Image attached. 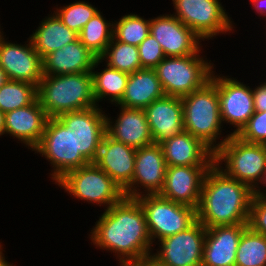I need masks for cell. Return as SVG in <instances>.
Masks as SVG:
<instances>
[{
	"label": "cell",
	"instance_id": "cell-1",
	"mask_svg": "<svg viewBox=\"0 0 266 266\" xmlns=\"http://www.w3.org/2000/svg\"><path fill=\"white\" fill-rule=\"evenodd\" d=\"M90 233L96 247L117 254L120 266L151 258L153 243L144 211L135 198L124 197L105 209Z\"/></svg>",
	"mask_w": 266,
	"mask_h": 266
},
{
	"label": "cell",
	"instance_id": "cell-2",
	"mask_svg": "<svg viewBox=\"0 0 266 266\" xmlns=\"http://www.w3.org/2000/svg\"><path fill=\"white\" fill-rule=\"evenodd\" d=\"M254 195L249 186L228 176L214 163L203 180L197 220L206 228L248 224Z\"/></svg>",
	"mask_w": 266,
	"mask_h": 266
},
{
	"label": "cell",
	"instance_id": "cell-3",
	"mask_svg": "<svg viewBox=\"0 0 266 266\" xmlns=\"http://www.w3.org/2000/svg\"><path fill=\"white\" fill-rule=\"evenodd\" d=\"M37 98L49 118L97 106L91 72L43 75Z\"/></svg>",
	"mask_w": 266,
	"mask_h": 266
},
{
	"label": "cell",
	"instance_id": "cell-4",
	"mask_svg": "<svg viewBox=\"0 0 266 266\" xmlns=\"http://www.w3.org/2000/svg\"><path fill=\"white\" fill-rule=\"evenodd\" d=\"M214 73L203 87L182 97L181 101L184 130L200 139L215 153L219 149L216 140L221 135L223 123L217 94V76Z\"/></svg>",
	"mask_w": 266,
	"mask_h": 266
},
{
	"label": "cell",
	"instance_id": "cell-5",
	"mask_svg": "<svg viewBox=\"0 0 266 266\" xmlns=\"http://www.w3.org/2000/svg\"><path fill=\"white\" fill-rule=\"evenodd\" d=\"M217 143L214 162L221 170L254 192L259 189L266 173V145L249 143L231 134Z\"/></svg>",
	"mask_w": 266,
	"mask_h": 266
},
{
	"label": "cell",
	"instance_id": "cell-6",
	"mask_svg": "<svg viewBox=\"0 0 266 266\" xmlns=\"http://www.w3.org/2000/svg\"><path fill=\"white\" fill-rule=\"evenodd\" d=\"M213 64L199 53L186 56H166L155 68L165 95L182 98L211 80Z\"/></svg>",
	"mask_w": 266,
	"mask_h": 266
},
{
	"label": "cell",
	"instance_id": "cell-7",
	"mask_svg": "<svg viewBox=\"0 0 266 266\" xmlns=\"http://www.w3.org/2000/svg\"><path fill=\"white\" fill-rule=\"evenodd\" d=\"M56 184L78 200L105 205L107 209L125 197L121 187L95 163L66 173Z\"/></svg>",
	"mask_w": 266,
	"mask_h": 266
},
{
	"label": "cell",
	"instance_id": "cell-8",
	"mask_svg": "<svg viewBox=\"0 0 266 266\" xmlns=\"http://www.w3.org/2000/svg\"><path fill=\"white\" fill-rule=\"evenodd\" d=\"M141 205L152 243L189 228L196 220V209L163 198L159 194H144L135 198ZM154 240V241H153Z\"/></svg>",
	"mask_w": 266,
	"mask_h": 266
},
{
	"label": "cell",
	"instance_id": "cell-9",
	"mask_svg": "<svg viewBox=\"0 0 266 266\" xmlns=\"http://www.w3.org/2000/svg\"><path fill=\"white\" fill-rule=\"evenodd\" d=\"M47 158L53 166L52 180L55 183L66 173L89 164L74 148L73 134L56 118L47 120L41 141L32 150Z\"/></svg>",
	"mask_w": 266,
	"mask_h": 266
},
{
	"label": "cell",
	"instance_id": "cell-10",
	"mask_svg": "<svg viewBox=\"0 0 266 266\" xmlns=\"http://www.w3.org/2000/svg\"><path fill=\"white\" fill-rule=\"evenodd\" d=\"M177 17L201 39L232 31L233 22L220 0H172ZM233 26V27H232Z\"/></svg>",
	"mask_w": 266,
	"mask_h": 266
},
{
	"label": "cell",
	"instance_id": "cell-11",
	"mask_svg": "<svg viewBox=\"0 0 266 266\" xmlns=\"http://www.w3.org/2000/svg\"><path fill=\"white\" fill-rule=\"evenodd\" d=\"M98 106L64 113L56 119L73 134L74 148L89 162L97 158L106 134V115Z\"/></svg>",
	"mask_w": 266,
	"mask_h": 266
},
{
	"label": "cell",
	"instance_id": "cell-12",
	"mask_svg": "<svg viewBox=\"0 0 266 266\" xmlns=\"http://www.w3.org/2000/svg\"><path fill=\"white\" fill-rule=\"evenodd\" d=\"M206 227L196 220L189 228L159 242L150 260L156 266H190L202 263Z\"/></svg>",
	"mask_w": 266,
	"mask_h": 266
},
{
	"label": "cell",
	"instance_id": "cell-13",
	"mask_svg": "<svg viewBox=\"0 0 266 266\" xmlns=\"http://www.w3.org/2000/svg\"><path fill=\"white\" fill-rule=\"evenodd\" d=\"M166 168L163 150L159 143L138 148L136 150L135 170L132 181L123 190L125 197L137 198L144 195V193L145 195L159 194L164 186ZM141 186L145 192H141L137 188H141Z\"/></svg>",
	"mask_w": 266,
	"mask_h": 266
},
{
	"label": "cell",
	"instance_id": "cell-14",
	"mask_svg": "<svg viewBox=\"0 0 266 266\" xmlns=\"http://www.w3.org/2000/svg\"><path fill=\"white\" fill-rule=\"evenodd\" d=\"M217 94L223 123H230L237 134L255 113L252 88L229 76L217 75ZM225 121V122H224Z\"/></svg>",
	"mask_w": 266,
	"mask_h": 266
},
{
	"label": "cell",
	"instance_id": "cell-15",
	"mask_svg": "<svg viewBox=\"0 0 266 266\" xmlns=\"http://www.w3.org/2000/svg\"><path fill=\"white\" fill-rule=\"evenodd\" d=\"M29 44L11 43L0 36V66L9 80L24 81L39 85L43 77L42 58L34 49L29 37Z\"/></svg>",
	"mask_w": 266,
	"mask_h": 266
},
{
	"label": "cell",
	"instance_id": "cell-16",
	"mask_svg": "<svg viewBox=\"0 0 266 266\" xmlns=\"http://www.w3.org/2000/svg\"><path fill=\"white\" fill-rule=\"evenodd\" d=\"M149 33L159 42L165 56H186L201 52L202 40L173 14L150 19Z\"/></svg>",
	"mask_w": 266,
	"mask_h": 266
},
{
	"label": "cell",
	"instance_id": "cell-17",
	"mask_svg": "<svg viewBox=\"0 0 266 266\" xmlns=\"http://www.w3.org/2000/svg\"><path fill=\"white\" fill-rule=\"evenodd\" d=\"M211 166H167L159 195L197 209L204 177Z\"/></svg>",
	"mask_w": 266,
	"mask_h": 266
},
{
	"label": "cell",
	"instance_id": "cell-18",
	"mask_svg": "<svg viewBox=\"0 0 266 266\" xmlns=\"http://www.w3.org/2000/svg\"><path fill=\"white\" fill-rule=\"evenodd\" d=\"M136 150L106 133L94 163L124 190L132 181Z\"/></svg>",
	"mask_w": 266,
	"mask_h": 266
},
{
	"label": "cell",
	"instance_id": "cell-19",
	"mask_svg": "<svg viewBox=\"0 0 266 266\" xmlns=\"http://www.w3.org/2000/svg\"><path fill=\"white\" fill-rule=\"evenodd\" d=\"M248 224L206 228L202 264L205 266H235L240 238Z\"/></svg>",
	"mask_w": 266,
	"mask_h": 266
},
{
	"label": "cell",
	"instance_id": "cell-20",
	"mask_svg": "<svg viewBox=\"0 0 266 266\" xmlns=\"http://www.w3.org/2000/svg\"><path fill=\"white\" fill-rule=\"evenodd\" d=\"M159 144L167 166H212L215 163V153L185 130Z\"/></svg>",
	"mask_w": 266,
	"mask_h": 266
},
{
	"label": "cell",
	"instance_id": "cell-21",
	"mask_svg": "<svg viewBox=\"0 0 266 266\" xmlns=\"http://www.w3.org/2000/svg\"><path fill=\"white\" fill-rule=\"evenodd\" d=\"M144 111L154 143L184 130L183 104L179 97L165 95L153 101Z\"/></svg>",
	"mask_w": 266,
	"mask_h": 266
},
{
	"label": "cell",
	"instance_id": "cell-22",
	"mask_svg": "<svg viewBox=\"0 0 266 266\" xmlns=\"http://www.w3.org/2000/svg\"><path fill=\"white\" fill-rule=\"evenodd\" d=\"M48 119L37 98L26 107L5 113V133L33 150L41 141Z\"/></svg>",
	"mask_w": 266,
	"mask_h": 266
},
{
	"label": "cell",
	"instance_id": "cell-23",
	"mask_svg": "<svg viewBox=\"0 0 266 266\" xmlns=\"http://www.w3.org/2000/svg\"><path fill=\"white\" fill-rule=\"evenodd\" d=\"M120 107V114L115 123L106 115V133L116 141L135 149L153 144L144 109Z\"/></svg>",
	"mask_w": 266,
	"mask_h": 266
},
{
	"label": "cell",
	"instance_id": "cell-24",
	"mask_svg": "<svg viewBox=\"0 0 266 266\" xmlns=\"http://www.w3.org/2000/svg\"><path fill=\"white\" fill-rule=\"evenodd\" d=\"M98 57L78 39L42 59L43 75H65L91 72Z\"/></svg>",
	"mask_w": 266,
	"mask_h": 266
},
{
	"label": "cell",
	"instance_id": "cell-25",
	"mask_svg": "<svg viewBox=\"0 0 266 266\" xmlns=\"http://www.w3.org/2000/svg\"><path fill=\"white\" fill-rule=\"evenodd\" d=\"M165 96L154 69H140L129 74L125 93L117 106L145 109L153 101Z\"/></svg>",
	"mask_w": 266,
	"mask_h": 266
},
{
	"label": "cell",
	"instance_id": "cell-26",
	"mask_svg": "<svg viewBox=\"0 0 266 266\" xmlns=\"http://www.w3.org/2000/svg\"><path fill=\"white\" fill-rule=\"evenodd\" d=\"M34 49L43 59L49 53L79 39L78 33L70 30L53 13L42 20L40 26L30 36Z\"/></svg>",
	"mask_w": 266,
	"mask_h": 266
},
{
	"label": "cell",
	"instance_id": "cell-27",
	"mask_svg": "<svg viewBox=\"0 0 266 266\" xmlns=\"http://www.w3.org/2000/svg\"><path fill=\"white\" fill-rule=\"evenodd\" d=\"M101 62H103V60L97 58L91 70L95 102L97 106H99L98 103L101 99L103 100L104 97H110L109 100L111 103L114 102L113 104H118L125 93L129 74L109 67L108 65H105L106 68L101 72L95 71L94 69L97 68Z\"/></svg>",
	"mask_w": 266,
	"mask_h": 266
},
{
	"label": "cell",
	"instance_id": "cell-28",
	"mask_svg": "<svg viewBox=\"0 0 266 266\" xmlns=\"http://www.w3.org/2000/svg\"><path fill=\"white\" fill-rule=\"evenodd\" d=\"M80 42L98 58L113 38V21H106L98 11L78 34Z\"/></svg>",
	"mask_w": 266,
	"mask_h": 266
},
{
	"label": "cell",
	"instance_id": "cell-29",
	"mask_svg": "<svg viewBox=\"0 0 266 266\" xmlns=\"http://www.w3.org/2000/svg\"><path fill=\"white\" fill-rule=\"evenodd\" d=\"M235 266H266V236L247 227L238 244Z\"/></svg>",
	"mask_w": 266,
	"mask_h": 266
},
{
	"label": "cell",
	"instance_id": "cell-30",
	"mask_svg": "<svg viewBox=\"0 0 266 266\" xmlns=\"http://www.w3.org/2000/svg\"><path fill=\"white\" fill-rule=\"evenodd\" d=\"M99 58L106 61L109 67L128 74L142 69L138 46L123 43L114 38Z\"/></svg>",
	"mask_w": 266,
	"mask_h": 266
},
{
	"label": "cell",
	"instance_id": "cell-31",
	"mask_svg": "<svg viewBox=\"0 0 266 266\" xmlns=\"http://www.w3.org/2000/svg\"><path fill=\"white\" fill-rule=\"evenodd\" d=\"M37 99V86L32 83L8 80L0 87V109L7 113L26 107Z\"/></svg>",
	"mask_w": 266,
	"mask_h": 266
},
{
	"label": "cell",
	"instance_id": "cell-32",
	"mask_svg": "<svg viewBox=\"0 0 266 266\" xmlns=\"http://www.w3.org/2000/svg\"><path fill=\"white\" fill-rule=\"evenodd\" d=\"M113 22V38L123 43L138 46L150 31V19L146 20L137 14H127Z\"/></svg>",
	"mask_w": 266,
	"mask_h": 266
},
{
	"label": "cell",
	"instance_id": "cell-33",
	"mask_svg": "<svg viewBox=\"0 0 266 266\" xmlns=\"http://www.w3.org/2000/svg\"><path fill=\"white\" fill-rule=\"evenodd\" d=\"M60 8H57L54 13L70 30L78 34L98 12L96 7L85 1H76Z\"/></svg>",
	"mask_w": 266,
	"mask_h": 266
},
{
	"label": "cell",
	"instance_id": "cell-34",
	"mask_svg": "<svg viewBox=\"0 0 266 266\" xmlns=\"http://www.w3.org/2000/svg\"><path fill=\"white\" fill-rule=\"evenodd\" d=\"M235 135L249 143L266 145V111L255 112Z\"/></svg>",
	"mask_w": 266,
	"mask_h": 266
},
{
	"label": "cell",
	"instance_id": "cell-35",
	"mask_svg": "<svg viewBox=\"0 0 266 266\" xmlns=\"http://www.w3.org/2000/svg\"><path fill=\"white\" fill-rule=\"evenodd\" d=\"M261 189L255 191L249 211L248 227L266 236V193Z\"/></svg>",
	"mask_w": 266,
	"mask_h": 266
},
{
	"label": "cell",
	"instance_id": "cell-36",
	"mask_svg": "<svg viewBox=\"0 0 266 266\" xmlns=\"http://www.w3.org/2000/svg\"><path fill=\"white\" fill-rule=\"evenodd\" d=\"M142 69H154L166 56L159 42L149 35L138 45Z\"/></svg>",
	"mask_w": 266,
	"mask_h": 266
},
{
	"label": "cell",
	"instance_id": "cell-37",
	"mask_svg": "<svg viewBox=\"0 0 266 266\" xmlns=\"http://www.w3.org/2000/svg\"><path fill=\"white\" fill-rule=\"evenodd\" d=\"M252 93L255 112L266 111V86L261 83L252 89Z\"/></svg>",
	"mask_w": 266,
	"mask_h": 266
},
{
	"label": "cell",
	"instance_id": "cell-38",
	"mask_svg": "<svg viewBox=\"0 0 266 266\" xmlns=\"http://www.w3.org/2000/svg\"><path fill=\"white\" fill-rule=\"evenodd\" d=\"M258 14L266 16V0H250Z\"/></svg>",
	"mask_w": 266,
	"mask_h": 266
},
{
	"label": "cell",
	"instance_id": "cell-39",
	"mask_svg": "<svg viewBox=\"0 0 266 266\" xmlns=\"http://www.w3.org/2000/svg\"><path fill=\"white\" fill-rule=\"evenodd\" d=\"M5 134V113L0 109V136Z\"/></svg>",
	"mask_w": 266,
	"mask_h": 266
},
{
	"label": "cell",
	"instance_id": "cell-40",
	"mask_svg": "<svg viewBox=\"0 0 266 266\" xmlns=\"http://www.w3.org/2000/svg\"><path fill=\"white\" fill-rule=\"evenodd\" d=\"M125 266H156V265L151 260H147L144 262L129 263Z\"/></svg>",
	"mask_w": 266,
	"mask_h": 266
},
{
	"label": "cell",
	"instance_id": "cell-41",
	"mask_svg": "<svg viewBox=\"0 0 266 266\" xmlns=\"http://www.w3.org/2000/svg\"><path fill=\"white\" fill-rule=\"evenodd\" d=\"M8 80L9 79H8V77L6 75V72L0 66V87L3 86Z\"/></svg>",
	"mask_w": 266,
	"mask_h": 266
},
{
	"label": "cell",
	"instance_id": "cell-42",
	"mask_svg": "<svg viewBox=\"0 0 266 266\" xmlns=\"http://www.w3.org/2000/svg\"><path fill=\"white\" fill-rule=\"evenodd\" d=\"M0 266H14V265L7 262V260H5L4 254H3V256L0 258Z\"/></svg>",
	"mask_w": 266,
	"mask_h": 266
},
{
	"label": "cell",
	"instance_id": "cell-43",
	"mask_svg": "<svg viewBox=\"0 0 266 266\" xmlns=\"http://www.w3.org/2000/svg\"><path fill=\"white\" fill-rule=\"evenodd\" d=\"M263 184L266 186V173H265L264 179H263V181H262V185H263Z\"/></svg>",
	"mask_w": 266,
	"mask_h": 266
},
{
	"label": "cell",
	"instance_id": "cell-44",
	"mask_svg": "<svg viewBox=\"0 0 266 266\" xmlns=\"http://www.w3.org/2000/svg\"><path fill=\"white\" fill-rule=\"evenodd\" d=\"M3 250H2V245H1V243H0V258L3 256L2 254H3V252H2Z\"/></svg>",
	"mask_w": 266,
	"mask_h": 266
}]
</instances>
